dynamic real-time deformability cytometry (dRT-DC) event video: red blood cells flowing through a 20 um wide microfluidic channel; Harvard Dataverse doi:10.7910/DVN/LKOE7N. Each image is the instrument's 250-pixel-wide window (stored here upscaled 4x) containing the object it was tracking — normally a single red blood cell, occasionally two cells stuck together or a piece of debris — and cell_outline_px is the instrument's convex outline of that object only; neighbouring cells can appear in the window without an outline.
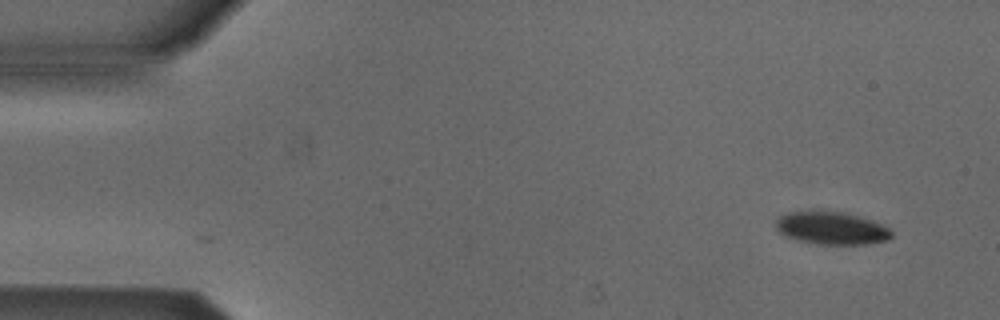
{"species": "Egyptian fruit bat (a non-hibernating species)", "species_latin": "Rousettus aegyptiacus", "temperature_condition": "cold", "stored_images_in_passage": 2, "camera_frame_rate_fps": 3000, "um_per_image_px": 0.085, "animal": {"sex": "male"}, "frame": {"image": 1, "passage_image": 1, "time_ms": 0.0, "image_size_px": [1000, 320], "cell_outline_px": [[892, 236], [888, 240], [864, 244], [816, 244], [800, 240], [788, 236], [780, 232], [776, 228], [776, 220], [780, 216], [788, 212], [812, 208], [844, 212], [860, 216], [872, 220], [888, 228], [892, 232]], "centroid_in_image_um": [70.65, 19.34], "position_along_channel_um": 14.3, "area_um2": 22.43}}